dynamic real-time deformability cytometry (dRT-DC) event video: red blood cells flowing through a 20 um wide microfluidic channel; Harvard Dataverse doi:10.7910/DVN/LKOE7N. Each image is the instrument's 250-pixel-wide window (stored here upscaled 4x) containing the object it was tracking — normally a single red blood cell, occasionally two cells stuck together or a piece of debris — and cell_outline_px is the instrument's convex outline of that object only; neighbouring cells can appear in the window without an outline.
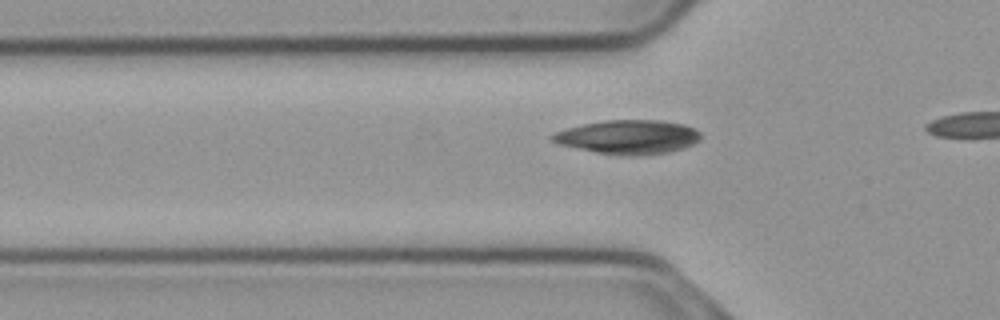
{"species": "common noctule bat (a hibernating species)", "species_latin": "Nyctalus noctula", "temperature_condition": "cold", "stored_images_in_passage": 9, "camera_frame_rate_fps": 3000, "um_per_image_px": 0.085, "animal": {"sex": "male", "body_mass_g": 23.1, "forearm_length_mm": 52.7}, "frame": {"image": 1, "passage_image": 6, "time_ms": 1.667, "image_size_px": [1000, 320], "cell_outline_px": [[700, 140], [684, 148], [668, 152], [640, 156], [620, 156], [596, 152], [560, 144], [552, 140], [548, 136], [556, 132], [568, 128], [584, 124], [604, 120], [660, 120], [684, 124], [700, 132]], "centroid_in_image_um": [53.42, 11.65], "position_along_channel_um": 72.4, "area_um2": 29.36}}